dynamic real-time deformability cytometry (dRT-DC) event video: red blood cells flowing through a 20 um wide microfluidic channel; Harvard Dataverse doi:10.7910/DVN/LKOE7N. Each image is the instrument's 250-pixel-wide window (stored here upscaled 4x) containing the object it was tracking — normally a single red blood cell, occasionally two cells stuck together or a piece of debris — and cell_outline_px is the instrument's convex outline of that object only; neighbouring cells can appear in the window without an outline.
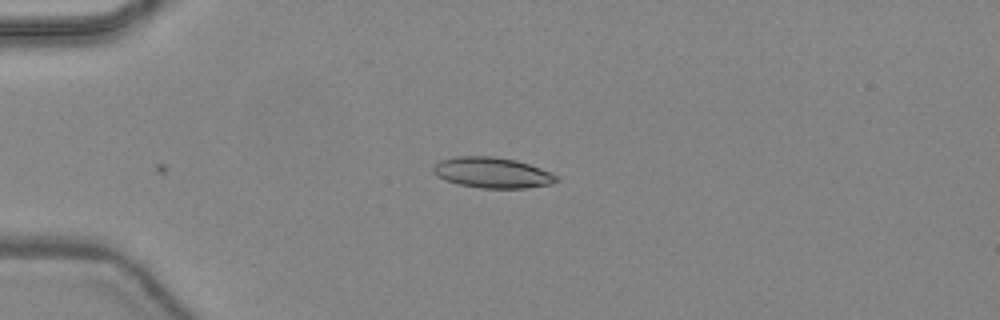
{"species": "common noctule bat (a hibernating species)", "species_latin": "Nyctalus noctula", "temperature_condition": "warm", "stored_images_in_passage": 20, "camera_frame_rate_fps": 3000, "um_per_image_px": 0.085, "animal": {"sex": "female", "body_mass_g": 24.6, "forearm_length_mm": 56.2}, "frame": {"image": 1, "passage_image": 1, "time_ms": 0.0, "image_size_px": [1000, 320], "cell_outline_px": [[560, 180], [552, 184], [524, 188], [480, 188], [460, 184], [444, 180], [432, 172], [432, 168], [440, 160], [456, 156], [492, 156], [516, 160], [540, 168], [556, 176]], "centroid_in_image_um": [41.82, 14.67], "position_along_channel_um": 43.2, "area_um2": 21.91}}
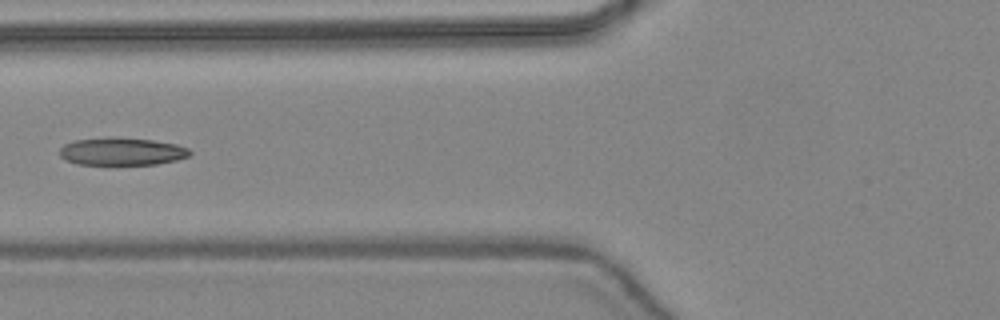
{"frame": {"image": 2, "passage_image": 8, "time_ms": 2.333, "image_size_px": [1000, 320], "cell_outline_px": [[192, 152], [188, 156], [176, 160], [156, 164], [112, 168], [76, 164], [60, 156], [60, 148], [64, 144], [76, 140], [152, 140], [176, 144], [188, 148]], "centroid_in_image_um": [10.36, 12.98], "position_along_channel_um": 115.4, "area_um2": 20.98}}
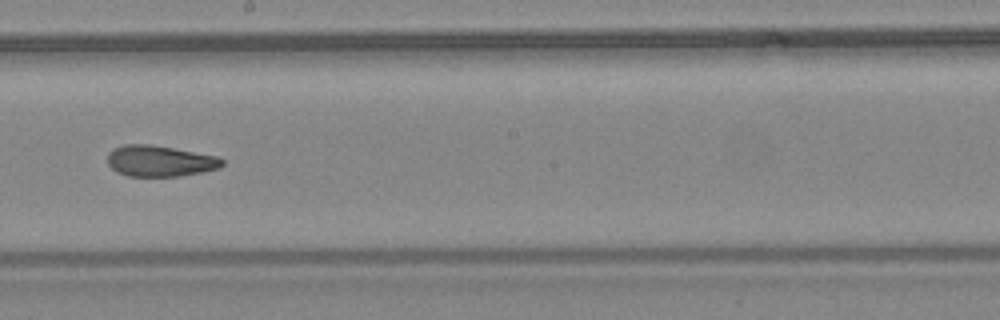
{"frame": {"image": 3, "passage_image": 16, "time_ms": 5.0, "image_size_px": [1000, 320], "cell_outline_px": [[224, 164], [220, 168], [204, 172], [180, 176], [128, 176], [116, 172], [108, 164], [108, 152], [112, 148], [124, 144], [148, 144], [172, 148], [216, 156], [224, 160]], "centroid_in_image_um": [13.57, 13.69], "position_along_channel_um": 234.6, "area_um2": 20.81}}